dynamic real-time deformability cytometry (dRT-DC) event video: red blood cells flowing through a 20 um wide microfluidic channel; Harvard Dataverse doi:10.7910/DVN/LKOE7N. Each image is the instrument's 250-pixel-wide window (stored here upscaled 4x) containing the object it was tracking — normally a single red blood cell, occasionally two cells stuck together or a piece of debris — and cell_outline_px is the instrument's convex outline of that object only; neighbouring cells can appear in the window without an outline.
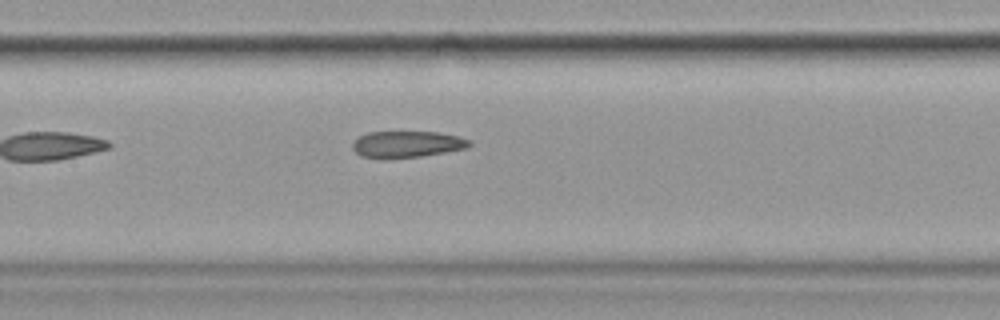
{"species": "common noctule bat (a hibernating species)", "species_latin": "Nyctalus noctula", "temperature_condition": "cold", "stored_images_in_passage": 4, "camera_frame_rate_fps": 3000, "um_per_image_px": 0.085, "animal": {"sex": "female", "body_mass_g": 19.9}, "frame": {"image": 1, "passage_image": 4, "time_ms": 3.667, "image_size_px": [1000, 320], "cell_outline_px": [[472, 144], [468, 148], [420, 156], [360, 156], [352, 148], [352, 140], [368, 132], [436, 132], [460, 136], [472, 140]], "centroid_in_image_um": [34.65, 12.22], "position_along_channel_um": 172.7, "area_um2": 17.57}}